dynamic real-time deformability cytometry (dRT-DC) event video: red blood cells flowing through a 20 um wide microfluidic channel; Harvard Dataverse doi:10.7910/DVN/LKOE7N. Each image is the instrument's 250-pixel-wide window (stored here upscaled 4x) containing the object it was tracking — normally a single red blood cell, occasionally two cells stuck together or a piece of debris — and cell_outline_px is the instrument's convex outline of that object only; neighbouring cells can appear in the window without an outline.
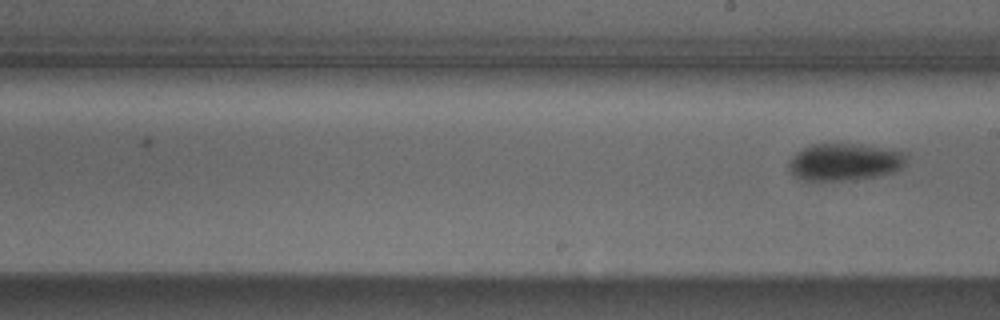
{"species": "Egyptian fruit bat (a non-hibernating species)", "species_latin": "Rousettus aegyptiacus", "temperature_condition": "cold", "stored_images_in_passage": 7, "segment_of_instrument_passage": [2, 2], "camera_frame_rate_fps": 3000, "um_per_image_px": 0.085, "animal": {"sex": "male"}, "frame": {"image": 1, "passage_image": 7, "time_ms": 7.0, "image_size_px": [1000, 320], "cell_outline_px": [[908, 152], [904, 164], [900, 168], [892, 172], [876, 176], [844, 180], [804, 180], [796, 176], [788, 168], [788, 164], [792, 156], [796, 152], [812, 144], [860, 144]], "centroid_in_image_um": [71.79, 13.75], "position_along_channel_um": 217.2, "area_um2": 25.26}}